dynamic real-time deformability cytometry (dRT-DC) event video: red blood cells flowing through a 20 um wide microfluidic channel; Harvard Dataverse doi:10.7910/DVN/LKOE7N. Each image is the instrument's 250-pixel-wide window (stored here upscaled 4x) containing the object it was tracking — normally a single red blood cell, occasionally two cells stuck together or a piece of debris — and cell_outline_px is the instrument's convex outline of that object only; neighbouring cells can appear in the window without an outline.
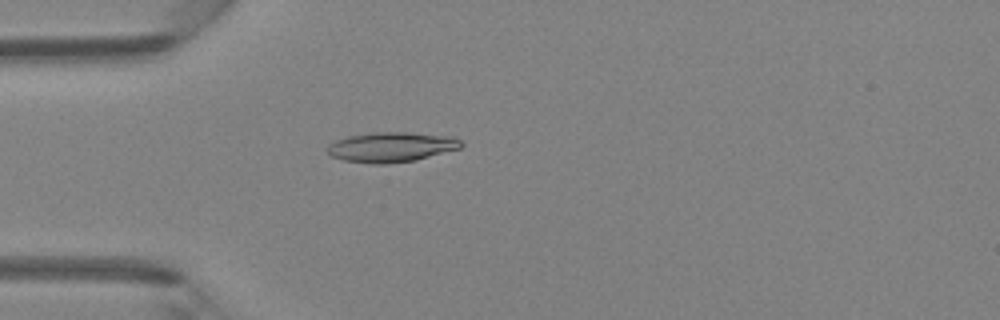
{"species": "Egyptian fruit bat (a non-hibernating species)", "species_latin": "Rousettus aegyptiacus", "temperature_condition": "room temperature", "stored_images_in_passage": 4, "camera_frame_rate_fps": 3000, "um_per_image_px": 0.085, "animal": {"sex": "female"}, "frame": {"image": 1, "passage_image": 4, "time_ms": 3.667, "image_size_px": [1000, 320], "cell_outline_px": [[464, 144], [460, 148], [416, 160], [388, 164], [372, 164], [344, 160], [332, 156], [328, 152], [328, 144], [336, 140], [348, 136], [376, 132], [408, 132], [452, 136], [460, 140]], "centroid_in_image_um": [33.28, 12.5], "position_along_channel_um": 51.7, "area_um2": 23.35}}